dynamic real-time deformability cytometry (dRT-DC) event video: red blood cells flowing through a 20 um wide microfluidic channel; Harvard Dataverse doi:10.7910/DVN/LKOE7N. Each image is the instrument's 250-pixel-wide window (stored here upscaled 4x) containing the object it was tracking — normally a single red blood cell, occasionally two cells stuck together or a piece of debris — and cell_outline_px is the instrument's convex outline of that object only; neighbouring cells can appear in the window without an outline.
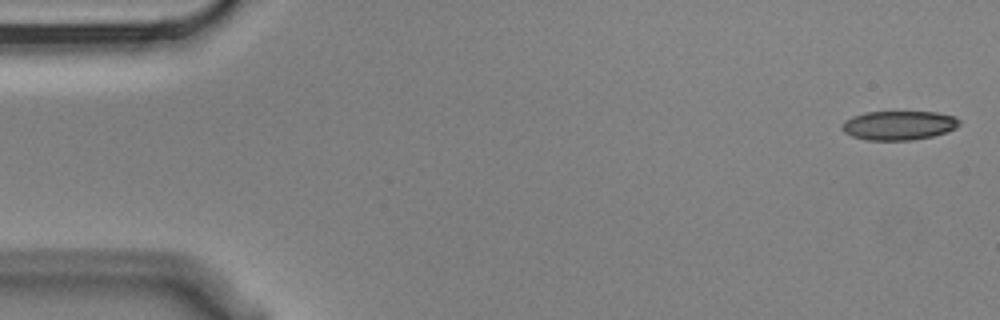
{"species": "Egyptian fruit bat (a non-hibernating species)", "species_latin": "Rousettus aegyptiacus", "temperature_condition": "cold", "stored_images_in_passage": 4, "camera_frame_rate_fps": 3000, "um_per_image_px": 0.085, "animal": {"sex": "male"}, "frame": {"image": 1, "passage_image": 1, "time_ms": 0.0, "image_size_px": [1000, 320], "cell_outline_px": [[960, 124], [956, 128], [948, 132], [932, 136], [912, 140], [868, 140], [852, 136], [844, 132], [840, 128], [844, 120], [852, 116], [864, 112], [936, 112], [956, 116], [960, 120]], "centroid_in_image_um": [76.4, 10.65], "position_along_channel_um": 8.6, "area_um2": 20.11}}